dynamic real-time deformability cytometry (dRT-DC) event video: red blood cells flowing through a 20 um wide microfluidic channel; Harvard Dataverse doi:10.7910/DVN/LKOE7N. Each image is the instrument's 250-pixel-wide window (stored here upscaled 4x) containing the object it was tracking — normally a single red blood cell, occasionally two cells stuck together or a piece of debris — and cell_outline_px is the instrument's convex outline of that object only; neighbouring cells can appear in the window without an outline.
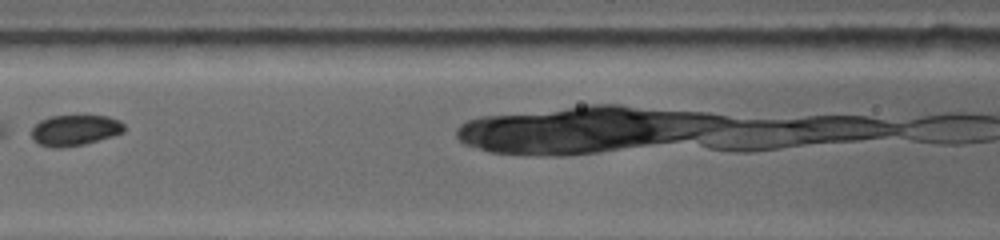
{"species": "common noctule bat (a hibernating species)", "species_latin": "Nyctalus noctula", "temperature_condition": "warm", "stored_images_in_passage": 8, "camera_frame_rate_fps": 5000, "um_per_image_px": 0.085, "animal": {"sex": "female", "body_mass_g": 19.0, "forearm_length_mm": 53.3}, "frame": {"image": 1, "passage_image": 8, "time_ms": 3.0, "image_size_px": [1000, 240], "cell_outline_px": [[124, 132], [112, 136], [84, 144], [40, 144], [32, 136], [32, 128], [40, 120], [52, 116], [76, 112], [108, 116], [120, 120], [124, 124]], "centroid_in_image_um": [6.46, 10.94], "position_along_channel_um": 160.1, "area_um2": 16.53}}